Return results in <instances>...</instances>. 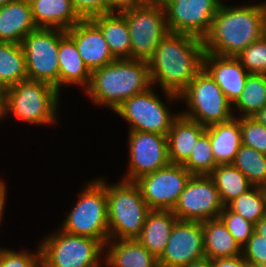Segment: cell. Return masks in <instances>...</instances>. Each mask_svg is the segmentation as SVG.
<instances>
[{"label":"cell","instance_id":"obj_1","mask_svg":"<svg viewBox=\"0 0 266 267\" xmlns=\"http://www.w3.org/2000/svg\"><path fill=\"white\" fill-rule=\"evenodd\" d=\"M204 55L203 39L168 32L148 61L152 86L159 83L168 101H176L204 68Z\"/></svg>","mask_w":266,"mask_h":267},{"label":"cell","instance_id":"obj_2","mask_svg":"<svg viewBox=\"0 0 266 267\" xmlns=\"http://www.w3.org/2000/svg\"><path fill=\"white\" fill-rule=\"evenodd\" d=\"M266 34V2L226 6L221 3L210 31L203 38L205 52L236 57Z\"/></svg>","mask_w":266,"mask_h":267},{"label":"cell","instance_id":"obj_3","mask_svg":"<svg viewBox=\"0 0 266 267\" xmlns=\"http://www.w3.org/2000/svg\"><path fill=\"white\" fill-rule=\"evenodd\" d=\"M151 87L147 61L116 59L92 71L85 92L95 104L115 111L125 100Z\"/></svg>","mask_w":266,"mask_h":267},{"label":"cell","instance_id":"obj_4","mask_svg":"<svg viewBox=\"0 0 266 267\" xmlns=\"http://www.w3.org/2000/svg\"><path fill=\"white\" fill-rule=\"evenodd\" d=\"M60 92L48 83L26 79L3 91L4 117L9 113L27 123L49 125L57 121Z\"/></svg>","mask_w":266,"mask_h":267},{"label":"cell","instance_id":"obj_5","mask_svg":"<svg viewBox=\"0 0 266 267\" xmlns=\"http://www.w3.org/2000/svg\"><path fill=\"white\" fill-rule=\"evenodd\" d=\"M109 239H136L151 211L135 182L106 183Z\"/></svg>","mask_w":266,"mask_h":267},{"label":"cell","instance_id":"obj_6","mask_svg":"<svg viewBox=\"0 0 266 267\" xmlns=\"http://www.w3.org/2000/svg\"><path fill=\"white\" fill-rule=\"evenodd\" d=\"M89 182L80 192L78 201L60 229L69 234L96 239L105 245L109 240L106 181L97 178Z\"/></svg>","mask_w":266,"mask_h":267},{"label":"cell","instance_id":"obj_7","mask_svg":"<svg viewBox=\"0 0 266 267\" xmlns=\"http://www.w3.org/2000/svg\"><path fill=\"white\" fill-rule=\"evenodd\" d=\"M39 246L42 267H100L106 249L101 241L61 229L43 238Z\"/></svg>","mask_w":266,"mask_h":267},{"label":"cell","instance_id":"obj_8","mask_svg":"<svg viewBox=\"0 0 266 267\" xmlns=\"http://www.w3.org/2000/svg\"><path fill=\"white\" fill-rule=\"evenodd\" d=\"M180 99L185 101L190 110L180 114L200 125L207 127L234 117V106L204 68L179 94Z\"/></svg>","mask_w":266,"mask_h":267},{"label":"cell","instance_id":"obj_9","mask_svg":"<svg viewBox=\"0 0 266 267\" xmlns=\"http://www.w3.org/2000/svg\"><path fill=\"white\" fill-rule=\"evenodd\" d=\"M120 12L125 16L129 27L131 59L148 62L169 32L161 2H151Z\"/></svg>","mask_w":266,"mask_h":267},{"label":"cell","instance_id":"obj_10","mask_svg":"<svg viewBox=\"0 0 266 267\" xmlns=\"http://www.w3.org/2000/svg\"><path fill=\"white\" fill-rule=\"evenodd\" d=\"M28 79L53 85L59 91V29L37 28L21 42Z\"/></svg>","mask_w":266,"mask_h":267},{"label":"cell","instance_id":"obj_11","mask_svg":"<svg viewBox=\"0 0 266 267\" xmlns=\"http://www.w3.org/2000/svg\"><path fill=\"white\" fill-rule=\"evenodd\" d=\"M153 89L151 87L130 97L114 112L129 122V130L167 136L174 119L179 114H173Z\"/></svg>","mask_w":266,"mask_h":267},{"label":"cell","instance_id":"obj_12","mask_svg":"<svg viewBox=\"0 0 266 267\" xmlns=\"http://www.w3.org/2000/svg\"><path fill=\"white\" fill-rule=\"evenodd\" d=\"M224 207L213 179L209 175H192L172 212L178 220L204 222L219 218Z\"/></svg>","mask_w":266,"mask_h":267},{"label":"cell","instance_id":"obj_13","mask_svg":"<svg viewBox=\"0 0 266 267\" xmlns=\"http://www.w3.org/2000/svg\"><path fill=\"white\" fill-rule=\"evenodd\" d=\"M161 4L169 32L203 39L210 31L221 0H162Z\"/></svg>","mask_w":266,"mask_h":267},{"label":"cell","instance_id":"obj_14","mask_svg":"<svg viewBox=\"0 0 266 267\" xmlns=\"http://www.w3.org/2000/svg\"><path fill=\"white\" fill-rule=\"evenodd\" d=\"M192 174L179 164L169 163L135 181L151 210H172Z\"/></svg>","mask_w":266,"mask_h":267},{"label":"cell","instance_id":"obj_15","mask_svg":"<svg viewBox=\"0 0 266 267\" xmlns=\"http://www.w3.org/2000/svg\"><path fill=\"white\" fill-rule=\"evenodd\" d=\"M128 134L130 164L127 175L121 180L135 182L170 163L167 136L132 130Z\"/></svg>","mask_w":266,"mask_h":267},{"label":"cell","instance_id":"obj_16","mask_svg":"<svg viewBox=\"0 0 266 267\" xmlns=\"http://www.w3.org/2000/svg\"><path fill=\"white\" fill-rule=\"evenodd\" d=\"M205 258L202 222L177 220L158 258L159 267H182Z\"/></svg>","mask_w":266,"mask_h":267},{"label":"cell","instance_id":"obj_17","mask_svg":"<svg viewBox=\"0 0 266 267\" xmlns=\"http://www.w3.org/2000/svg\"><path fill=\"white\" fill-rule=\"evenodd\" d=\"M66 33L74 40L79 55L91 72L116 60L101 30L90 19H82Z\"/></svg>","mask_w":266,"mask_h":267},{"label":"cell","instance_id":"obj_18","mask_svg":"<svg viewBox=\"0 0 266 267\" xmlns=\"http://www.w3.org/2000/svg\"><path fill=\"white\" fill-rule=\"evenodd\" d=\"M204 69L215 80L231 104L240 97L249 75L234 56H219L205 52Z\"/></svg>","mask_w":266,"mask_h":267},{"label":"cell","instance_id":"obj_19","mask_svg":"<svg viewBox=\"0 0 266 267\" xmlns=\"http://www.w3.org/2000/svg\"><path fill=\"white\" fill-rule=\"evenodd\" d=\"M59 92L62 86L80 85L86 90L91 81V71L85 65L74 40L59 29Z\"/></svg>","mask_w":266,"mask_h":267},{"label":"cell","instance_id":"obj_20","mask_svg":"<svg viewBox=\"0 0 266 267\" xmlns=\"http://www.w3.org/2000/svg\"><path fill=\"white\" fill-rule=\"evenodd\" d=\"M37 28L29 0H18L0 7V42L21 44Z\"/></svg>","mask_w":266,"mask_h":267},{"label":"cell","instance_id":"obj_21","mask_svg":"<svg viewBox=\"0 0 266 267\" xmlns=\"http://www.w3.org/2000/svg\"><path fill=\"white\" fill-rule=\"evenodd\" d=\"M29 3L38 28L67 31L82 20L75 11L72 0H29Z\"/></svg>","mask_w":266,"mask_h":267},{"label":"cell","instance_id":"obj_22","mask_svg":"<svg viewBox=\"0 0 266 267\" xmlns=\"http://www.w3.org/2000/svg\"><path fill=\"white\" fill-rule=\"evenodd\" d=\"M206 126L180 114L174 119L167 135L170 163L183 165Z\"/></svg>","mask_w":266,"mask_h":267},{"label":"cell","instance_id":"obj_23","mask_svg":"<svg viewBox=\"0 0 266 267\" xmlns=\"http://www.w3.org/2000/svg\"><path fill=\"white\" fill-rule=\"evenodd\" d=\"M108 246L104 256L108 267H159L158 259L137 239H109Z\"/></svg>","mask_w":266,"mask_h":267},{"label":"cell","instance_id":"obj_24","mask_svg":"<svg viewBox=\"0 0 266 267\" xmlns=\"http://www.w3.org/2000/svg\"><path fill=\"white\" fill-rule=\"evenodd\" d=\"M237 118V119H236ZM206 127L217 164H232L242 146L239 117Z\"/></svg>","mask_w":266,"mask_h":267},{"label":"cell","instance_id":"obj_25","mask_svg":"<svg viewBox=\"0 0 266 267\" xmlns=\"http://www.w3.org/2000/svg\"><path fill=\"white\" fill-rule=\"evenodd\" d=\"M102 32L116 59H131L129 27L120 11L97 15L90 19Z\"/></svg>","mask_w":266,"mask_h":267},{"label":"cell","instance_id":"obj_26","mask_svg":"<svg viewBox=\"0 0 266 267\" xmlns=\"http://www.w3.org/2000/svg\"><path fill=\"white\" fill-rule=\"evenodd\" d=\"M177 220L172 210H151L136 239L158 259L164 252Z\"/></svg>","mask_w":266,"mask_h":267},{"label":"cell","instance_id":"obj_27","mask_svg":"<svg viewBox=\"0 0 266 267\" xmlns=\"http://www.w3.org/2000/svg\"><path fill=\"white\" fill-rule=\"evenodd\" d=\"M205 257L211 260L239 256L242 248L220 218L202 222Z\"/></svg>","mask_w":266,"mask_h":267},{"label":"cell","instance_id":"obj_28","mask_svg":"<svg viewBox=\"0 0 266 267\" xmlns=\"http://www.w3.org/2000/svg\"><path fill=\"white\" fill-rule=\"evenodd\" d=\"M26 79L28 75L22 45L0 42V90L4 91Z\"/></svg>","mask_w":266,"mask_h":267},{"label":"cell","instance_id":"obj_29","mask_svg":"<svg viewBox=\"0 0 266 267\" xmlns=\"http://www.w3.org/2000/svg\"><path fill=\"white\" fill-rule=\"evenodd\" d=\"M226 206L253 187L247 177L233 164H218L209 174Z\"/></svg>","mask_w":266,"mask_h":267},{"label":"cell","instance_id":"obj_30","mask_svg":"<svg viewBox=\"0 0 266 267\" xmlns=\"http://www.w3.org/2000/svg\"><path fill=\"white\" fill-rule=\"evenodd\" d=\"M233 105L242 112L240 117H253L259 112L266 105V74H249Z\"/></svg>","mask_w":266,"mask_h":267},{"label":"cell","instance_id":"obj_31","mask_svg":"<svg viewBox=\"0 0 266 267\" xmlns=\"http://www.w3.org/2000/svg\"><path fill=\"white\" fill-rule=\"evenodd\" d=\"M232 164L247 177L253 186L262 187L266 184L265 154L242 144Z\"/></svg>","mask_w":266,"mask_h":267},{"label":"cell","instance_id":"obj_32","mask_svg":"<svg viewBox=\"0 0 266 267\" xmlns=\"http://www.w3.org/2000/svg\"><path fill=\"white\" fill-rule=\"evenodd\" d=\"M226 207L253 224H256L266 215L265 196L259 186H253L247 192L229 202Z\"/></svg>","mask_w":266,"mask_h":267},{"label":"cell","instance_id":"obj_33","mask_svg":"<svg viewBox=\"0 0 266 267\" xmlns=\"http://www.w3.org/2000/svg\"><path fill=\"white\" fill-rule=\"evenodd\" d=\"M217 165L213 157L209 133L205 130L183 166L192 175H209Z\"/></svg>","mask_w":266,"mask_h":267},{"label":"cell","instance_id":"obj_34","mask_svg":"<svg viewBox=\"0 0 266 267\" xmlns=\"http://www.w3.org/2000/svg\"><path fill=\"white\" fill-rule=\"evenodd\" d=\"M236 58L249 74H266V34L241 51Z\"/></svg>","mask_w":266,"mask_h":267},{"label":"cell","instance_id":"obj_35","mask_svg":"<svg viewBox=\"0 0 266 267\" xmlns=\"http://www.w3.org/2000/svg\"><path fill=\"white\" fill-rule=\"evenodd\" d=\"M242 144L266 155V127L253 117H240Z\"/></svg>","mask_w":266,"mask_h":267},{"label":"cell","instance_id":"obj_36","mask_svg":"<svg viewBox=\"0 0 266 267\" xmlns=\"http://www.w3.org/2000/svg\"><path fill=\"white\" fill-rule=\"evenodd\" d=\"M219 218L226 225L227 229L241 248L254 233L255 224L246 220L241 215L230 211L226 206L220 213Z\"/></svg>","mask_w":266,"mask_h":267},{"label":"cell","instance_id":"obj_37","mask_svg":"<svg viewBox=\"0 0 266 267\" xmlns=\"http://www.w3.org/2000/svg\"><path fill=\"white\" fill-rule=\"evenodd\" d=\"M0 267H42L40 246L35 253L0 248Z\"/></svg>","mask_w":266,"mask_h":267},{"label":"cell","instance_id":"obj_38","mask_svg":"<svg viewBox=\"0 0 266 267\" xmlns=\"http://www.w3.org/2000/svg\"><path fill=\"white\" fill-rule=\"evenodd\" d=\"M242 256L249 264L261 266L266 263L265 238L254 232L242 247Z\"/></svg>","mask_w":266,"mask_h":267},{"label":"cell","instance_id":"obj_39","mask_svg":"<svg viewBox=\"0 0 266 267\" xmlns=\"http://www.w3.org/2000/svg\"><path fill=\"white\" fill-rule=\"evenodd\" d=\"M72 4L82 19L110 13L109 0H72Z\"/></svg>","mask_w":266,"mask_h":267},{"label":"cell","instance_id":"obj_40","mask_svg":"<svg viewBox=\"0 0 266 267\" xmlns=\"http://www.w3.org/2000/svg\"><path fill=\"white\" fill-rule=\"evenodd\" d=\"M110 12L122 11L127 8H132L150 3V0H109Z\"/></svg>","mask_w":266,"mask_h":267},{"label":"cell","instance_id":"obj_41","mask_svg":"<svg viewBox=\"0 0 266 267\" xmlns=\"http://www.w3.org/2000/svg\"><path fill=\"white\" fill-rule=\"evenodd\" d=\"M246 261L242 254L233 257L217 258L212 260L213 267H244Z\"/></svg>","mask_w":266,"mask_h":267},{"label":"cell","instance_id":"obj_42","mask_svg":"<svg viewBox=\"0 0 266 267\" xmlns=\"http://www.w3.org/2000/svg\"><path fill=\"white\" fill-rule=\"evenodd\" d=\"M6 184H4V181L0 179V222L3 218V210L5 209V203H6Z\"/></svg>","mask_w":266,"mask_h":267},{"label":"cell","instance_id":"obj_43","mask_svg":"<svg viewBox=\"0 0 266 267\" xmlns=\"http://www.w3.org/2000/svg\"><path fill=\"white\" fill-rule=\"evenodd\" d=\"M254 232L264 237L266 240V215L263 216L256 224Z\"/></svg>","mask_w":266,"mask_h":267},{"label":"cell","instance_id":"obj_44","mask_svg":"<svg viewBox=\"0 0 266 267\" xmlns=\"http://www.w3.org/2000/svg\"><path fill=\"white\" fill-rule=\"evenodd\" d=\"M182 267H213L212 260L209 258H203L194 262H191Z\"/></svg>","mask_w":266,"mask_h":267},{"label":"cell","instance_id":"obj_45","mask_svg":"<svg viewBox=\"0 0 266 267\" xmlns=\"http://www.w3.org/2000/svg\"><path fill=\"white\" fill-rule=\"evenodd\" d=\"M253 118L266 127V105Z\"/></svg>","mask_w":266,"mask_h":267},{"label":"cell","instance_id":"obj_46","mask_svg":"<svg viewBox=\"0 0 266 267\" xmlns=\"http://www.w3.org/2000/svg\"><path fill=\"white\" fill-rule=\"evenodd\" d=\"M4 119V113H3V91L0 90V121Z\"/></svg>","mask_w":266,"mask_h":267},{"label":"cell","instance_id":"obj_47","mask_svg":"<svg viewBox=\"0 0 266 267\" xmlns=\"http://www.w3.org/2000/svg\"><path fill=\"white\" fill-rule=\"evenodd\" d=\"M18 1V0H0V7L5 6L6 4H9L11 2Z\"/></svg>","mask_w":266,"mask_h":267},{"label":"cell","instance_id":"obj_48","mask_svg":"<svg viewBox=\"0 0 266 267\" xmlns=\"http://www.w3.org/2000/svg\"><path fill=\"white\" fill-rule=\"evenodd\" d=\"M244 267H262V266L253 265V264H249V263L246 262Z\"/></svg>","mask_w":266,"mask_h":267},{"label":"cell","instance_id":"obj_49","mask_svg":"<svg viewBox=\"0 0 266 267\" xmlns=\"http://www.w3.org/2000/svg\"><path fill=\"white\" fill-rule=\"evenodd\" d=\"M261 188H262V191L264 193L265 201H266V184L264 186H262Z\"/></svg>","mask_w":266,"mask_h":267},{"label":"cell","instance_id":"obj_50","mask_svg":"<svg viewBox=\"0 0 266 267\" xmlns=\"http://www.w3.org/2000/svg\"><path fill=\"white\" fill-rule=\"evenodd\" d=\"M162 0H150V3L151 2H161Z\"/></svg>","mask_w":266,"mask_h":267}]
</instances>
